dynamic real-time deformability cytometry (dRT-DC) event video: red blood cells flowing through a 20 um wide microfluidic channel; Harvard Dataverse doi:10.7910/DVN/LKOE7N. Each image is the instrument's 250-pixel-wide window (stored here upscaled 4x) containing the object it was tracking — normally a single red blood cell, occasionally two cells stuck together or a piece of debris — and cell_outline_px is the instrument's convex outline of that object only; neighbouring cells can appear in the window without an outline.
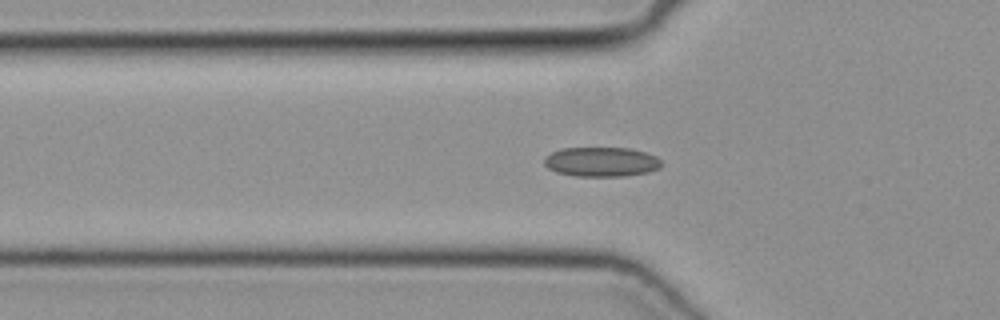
{"species": "common noctule bat (a hibernating species)", "species_latin": "Nyctalus noctula", "temperature_condition": "cold", "stored_images_in_passage": 45, "camera_frame_rate_fps": 3000, "um_per_image_px": 0.085, "animal": {"sex": "female", "body_mass_g": 19.3, "forearm_length_mm": 54.1}, "frame": {"image": 1, "passage_image": 17, "time_ms": 5.333, "image_size_px": [1000, 320], "cell_outline_px": [[664, 164], [660, 168], [648, 172], [624, 176], [576, 176], [556, 172], [548, 168], [544, 164], [544, 156], [560, 148], [632, 148], [656, 156]], "centroid_in_image_um": [51.12, 13.75], "position_along_channel_um": 74.7, "area_um2": 20.35}}
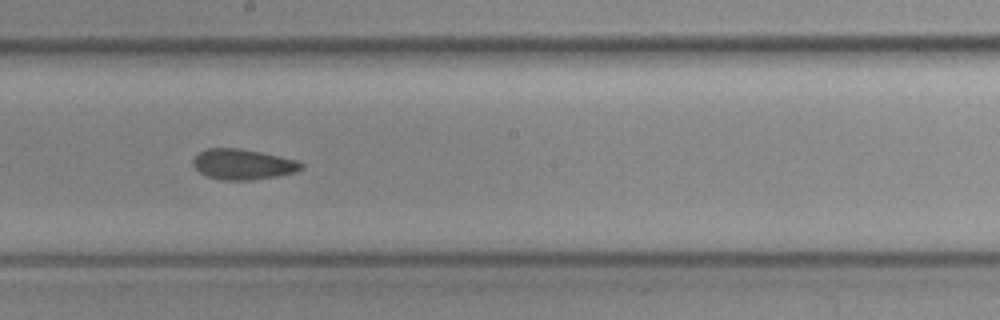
{"frame": {"image": 2, "passage_image": 28, "time_ms": 9.0, "image_size_px": [1000, 320], "cell_outline_px": [[304, 168], [296, 172], [276, 176], [252, 180], [220, 180], [208, 176], [200, 172], [192, 164], [192, 160], [200, 152], [208, 148], [240, 148], [260, 152], [296, 160], [304, 164]], "centroid_in_image_um": [20.65, 13.97], "position_along_channel_um": 227.5, "area_um2": 19.13}}
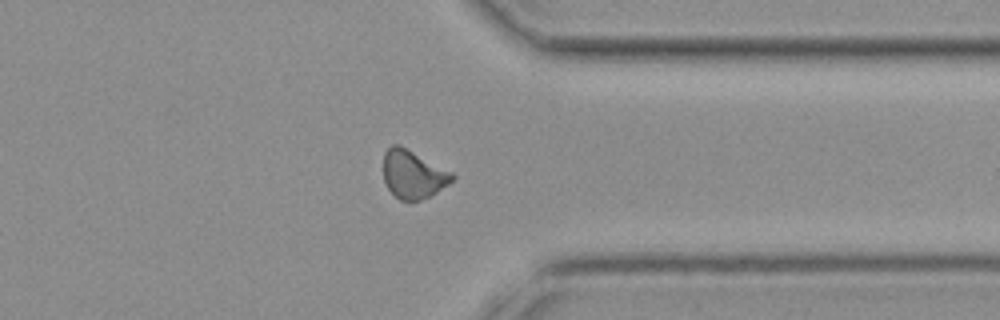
{"frame": {"image": 3, "passage_image": 39, "time_ms": 12.667, "image_size_px": [1000, 320], "cell_outline_px": [[456, 176], [448, 184], [436, 192], [420, 200], [400, 200], [388, 188], [384, 180], [384, 152], [392, 144], [400, 144], [452, 172]], "centroid_in_image_um": [35.1, 14.79], "position_along_channel_um": 376.3, "area_um2": 19.13}}